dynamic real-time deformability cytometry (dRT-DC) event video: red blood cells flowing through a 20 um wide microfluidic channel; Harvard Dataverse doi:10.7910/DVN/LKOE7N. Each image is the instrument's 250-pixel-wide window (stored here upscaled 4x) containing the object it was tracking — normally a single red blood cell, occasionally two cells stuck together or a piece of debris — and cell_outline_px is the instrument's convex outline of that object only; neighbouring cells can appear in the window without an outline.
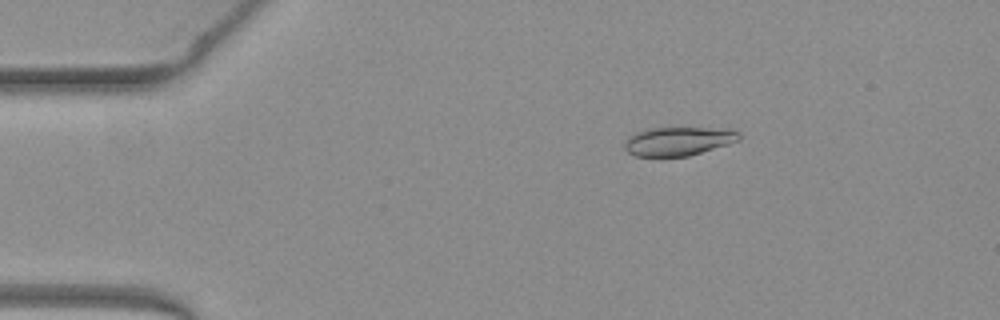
{"species": "common noctule bat (a hibernating species)", "species_latin": "Nyctalus noctula", "temperature_condition": "warm", "stored_images_in_passage": 52, "camera_frame_rate_fps": 3000, "um_per_image_px": 0.085, "animal": {"sex": "female", "body_mass_g": 19.3, "forearm_length_mm": 54.1}, "frame": {"image": 1, "passage_image": 9, "time_ms": 2.667, "image_size_px": [1000, 320], "cell_outline_px": [[740, 140], [728, 144], [688, 156], [636, 156], [628, 152], [624, 148], [624, 144], [628, 136], [636, 132], [648, 128], [732, 128], [740, 132]], "centroid_in_image_um": [57.68, 11.99], "position_along_channel_um": 27.3, "area_um2": 19.25}}
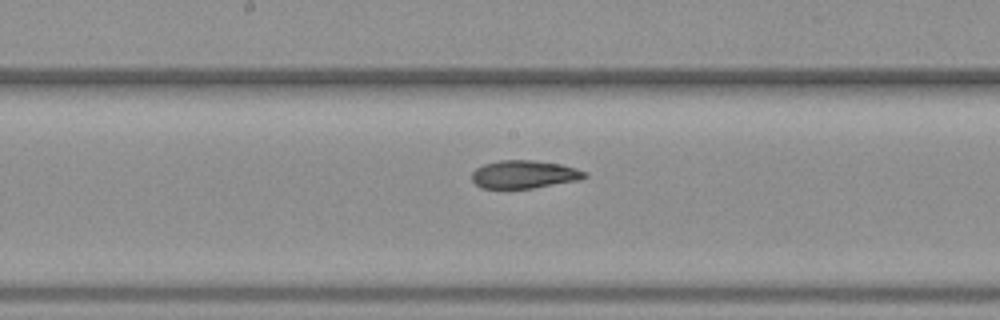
{"frame": {"image": 2, "passage_image": 27, "time_ms": 8.667, "image_size_px": [1000, 320], "cell_outline_px": [[588, 176], [580, 180], [532, 188], [480, 188], [472, 180], [472, 172], [476, 168], [484, 164], [500, 160], [532, 160], [560, 164], [576, 168], [588, 172]], "centroid_in_image_um": [44.57, 14.82], "position_along_channel_um": 203.6, "area_um2": 18.44}}
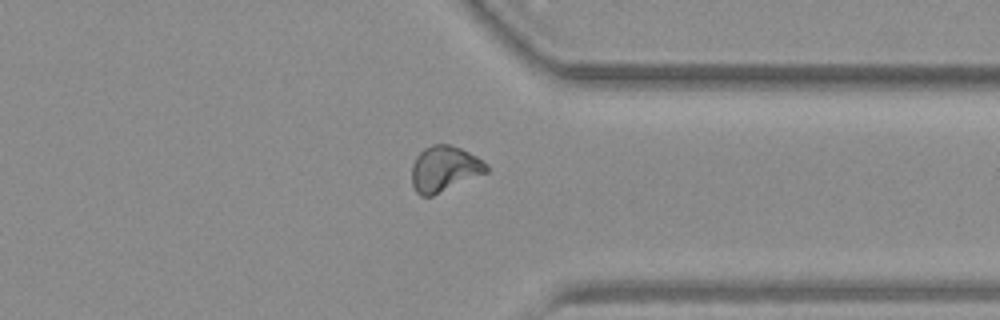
{"frame": {"image": 3, "passage_image": 40, "time_ms": 13.0, "image_size_px": [1000, 320], "cell_outline_px": [[488, 172], [432, 196], [420, 196], [416, 192], [412, 184], [412, 164], [416, 156], [424, 148], [432, 144], [448, 144], [460, 148], [476, 156], [488, 164]], "centroid_in_image_um": [37.76, 14.35], "position_along_channel_um": 373.6, "area_um2": 19.88}, "authors_computed_cell_mechanics": {"area_um2": 19.4497, "velocity_mm_per_s": 4.0029, "shape_relaxation_time_tau1_ms": null, "shape_relaxation_time_tau2_ms": 3.9458, "deformation_change_tau1": null, "deformation_change_tau2": 0.0883}}